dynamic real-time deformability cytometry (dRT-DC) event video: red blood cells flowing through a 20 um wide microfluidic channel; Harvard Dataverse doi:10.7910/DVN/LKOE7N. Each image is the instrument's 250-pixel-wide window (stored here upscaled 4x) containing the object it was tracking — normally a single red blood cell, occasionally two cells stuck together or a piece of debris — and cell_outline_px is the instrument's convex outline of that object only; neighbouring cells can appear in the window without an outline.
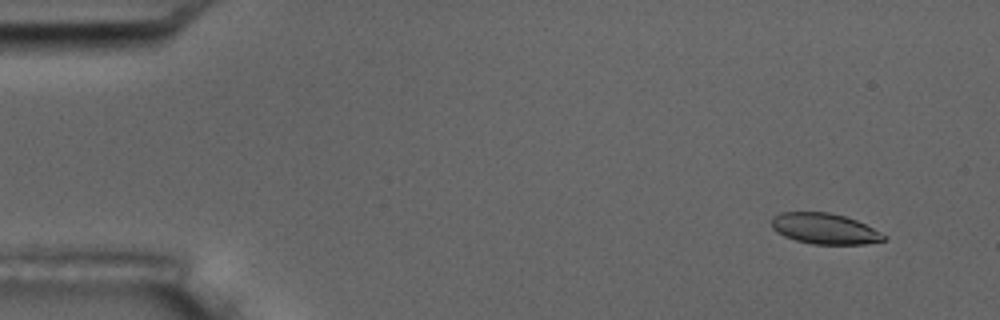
{"species": "common noctule bat (a hibernating species)", "species_latin": "Nyctalus noctula", "temperature_condition": "room temperature", "stored_images_in_passage": 5, "camera_frame_rate_fps": 3000, "um_per_image_px": 0.085, "animal": {"sex": "male", "body_mass_g": 17.5, "forearm_length_mm": 52.3}, "frame": {"image": 1, "passage_image": 1, "time_ms": 0.0, "image_size_px": [1000, 320], "cell_outline_px": [[888, 240], [864, 244], [812, 244], [796, 240], [784, 236], [776, 232], [772, 228], [772, 216], [780, 212], [828, 212], [844, 216], [856, 220], [888, 236]], "centroid_in_image_um": [70.09, 19.44], "position_along_channel_um": 14.9, "area_um2": 20.17}}
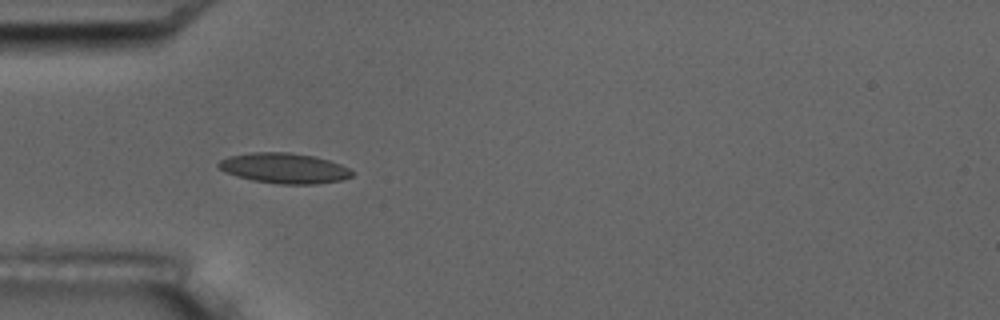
{"frame": {"image": 2, "passage_image": 4, "time_ms": 4.333, "image_size_px": [1000, 320], "cell_outline_px": [[352, 176], [344, 180], [316, 184], [280, 184], [252, 180], [236, 176], [224, 172], [216, 164], [220, 160], [228, 156], [252, 152], [288, 152], [312, 156], [328, 160], [340, 164], [348, 168], [352, 172]], "centroid_in_image_um": [24.14, 14.3], "position_along_channel_um": 60.9, "area_um2": 23.58}}